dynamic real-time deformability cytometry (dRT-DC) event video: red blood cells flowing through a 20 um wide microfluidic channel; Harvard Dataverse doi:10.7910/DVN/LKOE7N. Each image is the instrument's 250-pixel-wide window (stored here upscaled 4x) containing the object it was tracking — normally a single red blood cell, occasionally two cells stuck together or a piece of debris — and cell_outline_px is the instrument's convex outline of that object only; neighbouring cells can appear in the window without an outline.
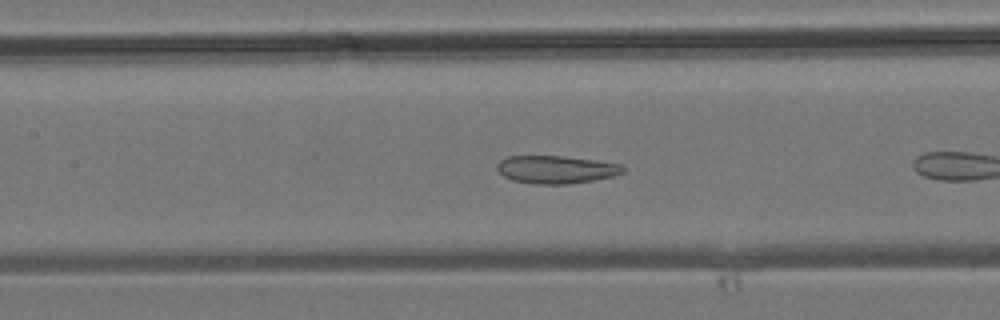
{"species": "common noctule bat (a hibernating species)", "species_latin": "Nyctalus noctula", "temperature_condition": "room temperature", "stored_images_in_passage": 9, "camera_frame_rate_fps": 3000, "um_per_image_px": 0.085, "animal": {"sex": "male", "body_mass_g": 19.2, "forearm_length_mm": 51.8}, "frame": {"image": 1, "passage_image": 7, "time_ms": 2.0, "image_size_px": [1000, 320], "cell_outline_px": [[624, 172], [612, 176], [592, 180], [568, 184], [536, 184], [512, 180], [504, 176], [496, 168], [496, 164], [500, 160], [508, 156], [564, 156], [596, 160], [620, 164], [624, 168]], "centroid_in_image_um": [47.24, 14.4], "position_along_channel_um": 160.2, "area_um2": 20.35}}